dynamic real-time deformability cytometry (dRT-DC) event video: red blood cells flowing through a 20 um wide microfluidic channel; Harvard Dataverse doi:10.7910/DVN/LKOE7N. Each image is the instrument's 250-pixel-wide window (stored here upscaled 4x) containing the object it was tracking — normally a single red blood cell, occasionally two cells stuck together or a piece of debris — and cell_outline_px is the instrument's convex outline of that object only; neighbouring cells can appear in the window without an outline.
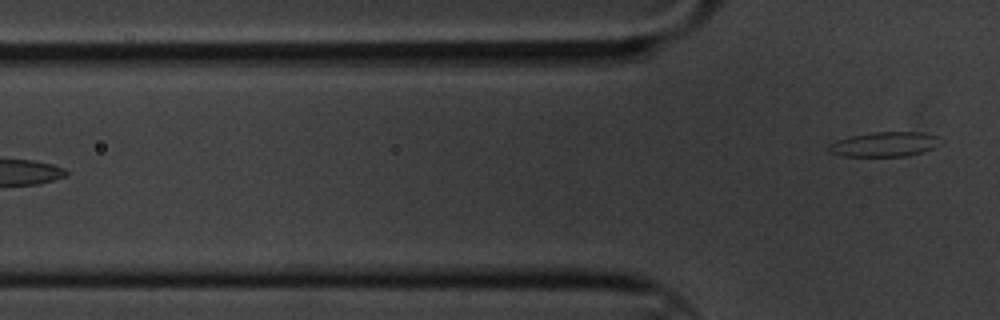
{"species": "common noctule bat (a hibernating species)", "species_latin": "Nyctalus noctula", "temperature_condition": "cold", "stored_images_in_passage": 5, "segment_of_instrument_passage": [2, 2], "camera_frame_rate_fps": 3000, "um_per_image_px": 0.085, "animal": {"sex": "male", "body_mass_g": 20.1, "forearm_length_mm": 53.5}, "frame": {"image": 1, "passage_image": 5, "time_ms": 1.333, "image_size_px": [1000, 320], "cell_outline_px": [[944, 144], [924, 152], [904, 156], [844, 156], [828, 152], [828, 144], [836, 140], [852, 136], [872, 132], [924, 132], [936, 136], [944, 140]], "centroid_in_image_um": [75.25, 12.26], "position_along_channel_um": 50.6, "area_um2": 16.36}}